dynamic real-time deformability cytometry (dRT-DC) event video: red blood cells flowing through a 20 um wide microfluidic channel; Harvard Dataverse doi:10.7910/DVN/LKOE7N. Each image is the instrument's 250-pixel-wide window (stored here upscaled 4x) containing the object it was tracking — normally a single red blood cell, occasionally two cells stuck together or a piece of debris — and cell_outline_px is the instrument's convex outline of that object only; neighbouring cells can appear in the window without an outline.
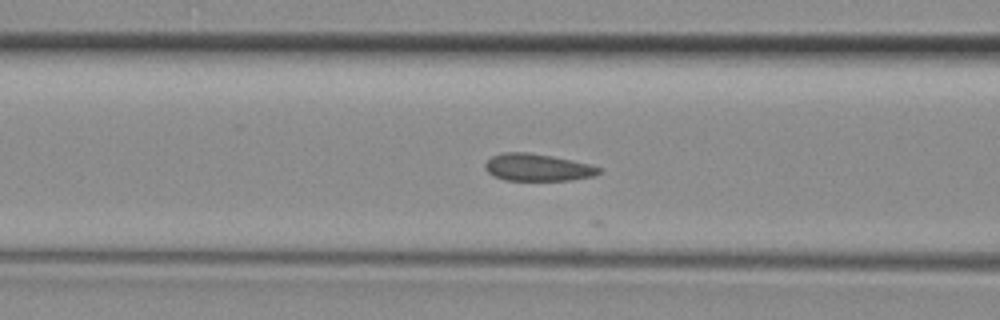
{"species": "common noctule bat (a hibernating species)", "species_latin": "Nyctalus noctula", "temperature_condition": "room temperature", "stored_images_in_passage": 8, "camera_frame_rate_fps": 3000, "um_per_image_px": 0.085, "animal": {"sex": "female", "body_mass_g": 29.2, "forearm_length_mm": 56.3}, "frame": {"image": 1, "passage_image": 5, "time_ms": 1.333, "image_size_px": [1000, 320], "cell_outline_px": [[600, 172], [592, 176], [572, 180], [504, 180], [492, 176], [484, 168], [484, 164], [492, 156], [504, 152], [528, 152], [552, 156], [572, 160], [588, 164], [600, 168]], "centroid_in_image_um": [45.64, 14.23], "position_along_channel_um": 121.0, "area_um2": 17.98}}
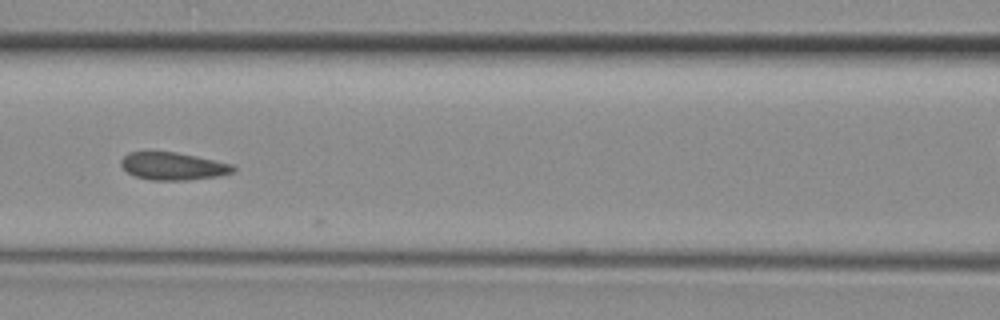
{"frame": {"image": 2, "passage_image": 7, "time_ms": 2.0, "image_size_px": [1000, 320], "cell_outline_px": [[236, 168], [232, 172], [216, 176], [188, 180], [152, 180], [136, 176], [128, 172], [120, 164], [120, 160], [128, 152], [176, 152], [196, 156], [232, 164]], "centroid_in_image_um": [14.69, 14.12], "position_along_channel_um": 151.9, "area_um2": 17.8}}